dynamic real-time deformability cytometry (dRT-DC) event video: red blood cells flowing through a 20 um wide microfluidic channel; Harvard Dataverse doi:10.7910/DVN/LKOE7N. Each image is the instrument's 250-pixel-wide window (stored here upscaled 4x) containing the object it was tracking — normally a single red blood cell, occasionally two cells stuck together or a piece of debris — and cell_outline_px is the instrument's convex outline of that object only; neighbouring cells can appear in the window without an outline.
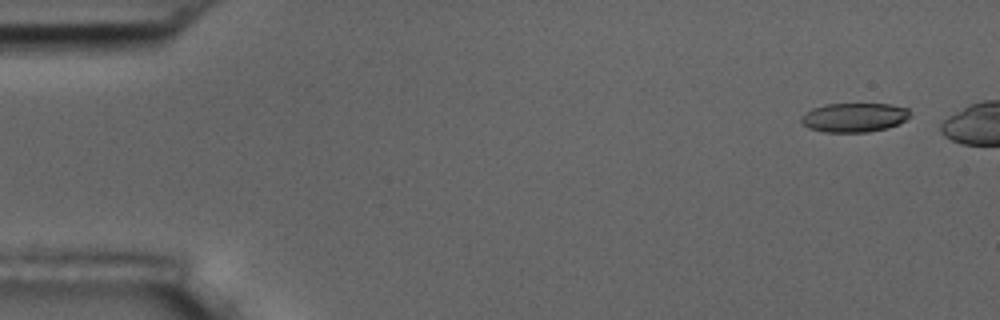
{"species": "common noctule bat (a hibernating species)", "species_latin": "Nyctalus noctula", "temperature_condition": "room temperature", "stored_images_in_passage": 5, "camera_frame_rate_fps": 3000, "um_per_image_px": 0.085, "animal": {"sex": "male", "body_mass_g": 17.5, "forearm_length_mm": 52.3}, "frame": {"image": 1, "passage_image": 1, "time_ms": 0.0, "image_size_px": [1000, 320], "cell_outline_px": [[912, 116], [888, 128], [868, 132], [824, 132], [808, 128], [800, 124], [800, 116], [804, 112], [812, 108], [824, 104], [888, 104], [908, 108], [912, 112]], "centroid_in_image_um": [72.57, 9.98], "position_along_channel_um": 12.4, "area_um2": 18.79}}